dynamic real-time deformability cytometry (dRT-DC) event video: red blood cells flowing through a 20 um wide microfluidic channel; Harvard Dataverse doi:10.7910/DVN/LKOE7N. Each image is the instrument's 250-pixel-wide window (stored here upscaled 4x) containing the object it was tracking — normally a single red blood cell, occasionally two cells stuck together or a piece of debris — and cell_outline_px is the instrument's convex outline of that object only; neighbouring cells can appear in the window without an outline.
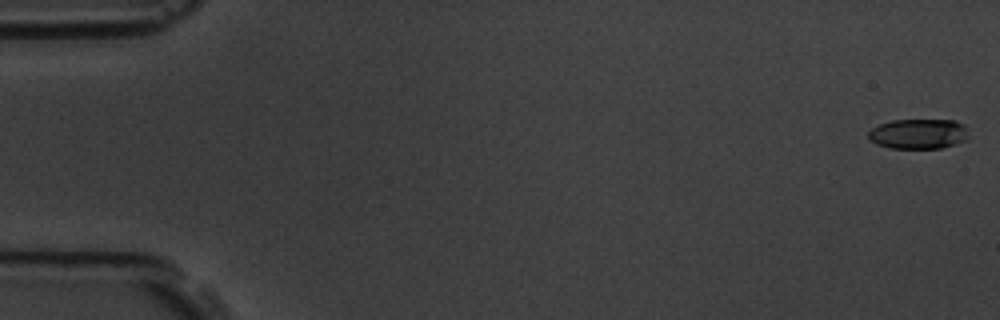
{"species": "common noctule bat (a hibernating species)", "species_latin": "Nyctalus noctula", "temperature_condition": "room temperature", "stored_images_in_passage": 6, "segment_of_instrument_passage": [1, 2], "camera_frame_rate_fps": 3000, "um_per_image_px": 0.085, "animal": {"sex": "male", "body_mass_g": 19.5, "forearm_length_mm": 54.6}, "frame": {"image": 1, "passage_image": 1, "time_ms": 0.0, "image_size_px": [1000, 320], "cell_outline_px": [[968, 140], [940, 148], [888, 148], [876, 144], [868, 136], [868, 132], [872, 128], [880, 124], [892, 120], [956, 120], [964, 124], [968, 128]], "centroid_in_image_um": [78.11, 11.37], "position_along_channel_um": 6.9, "area_um2": 17.69}}
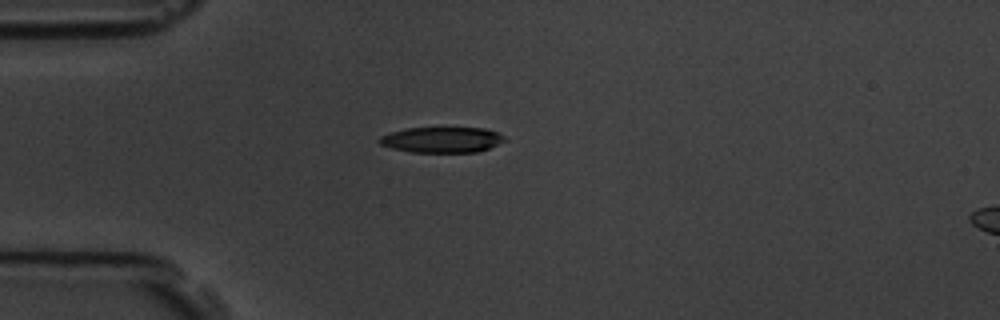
{"frame": {"image": 2, "passage_image": 5, "time_ms": 4.667, "image_size_px": [1000, 320], "cell_outline_px": [[508, 140], [488, 148], [476, 152], [412, 152], [392, 148], [380, 144], [376, 140], [380, 136], [392, 132], [408, 128], [484, 128], [496, 132], [504, 136]], "centroid_in_image_um": [37.56, 11.88], "position_along_channel_um": 47.4, "area_um2": 18.61}}